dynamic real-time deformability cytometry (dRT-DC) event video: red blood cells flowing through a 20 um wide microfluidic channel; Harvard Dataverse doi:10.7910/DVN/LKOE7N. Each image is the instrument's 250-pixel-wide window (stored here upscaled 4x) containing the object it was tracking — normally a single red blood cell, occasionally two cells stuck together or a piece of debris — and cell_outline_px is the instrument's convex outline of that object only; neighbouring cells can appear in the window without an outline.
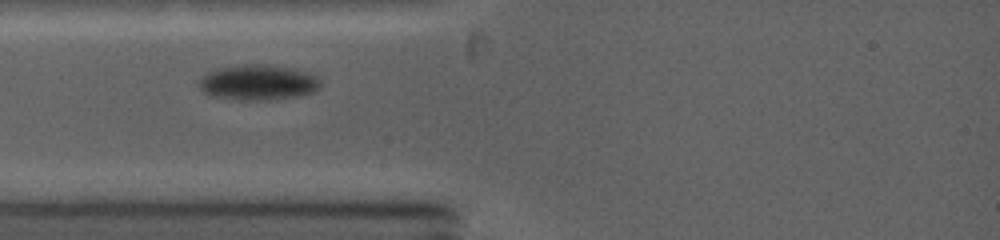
{"species": "common noctule bat (a hibernating species)", "species_latin": "Nyctalus noctula", "temperature_condition": "warm", "stored_images_in_passage": 7, "camera_frame_rate_fps": 5000, "um_per_image_px": 0.085, "animal": {"sex": "female", "body_mass_g": 19.0, "forearm_length_mm": 53.3}, "frame": {"image": 1, "passage_image": 1, "time_ms": 0.0, "image_size_px": [1000, 240], "cell_outline_px": [[320, 88], [316, 92], [300, 96], [268, 100], [244, 100], [208, 96], [196, 84], [208, 72], [216, 68], [244, 64], [268, 64], [292, 68], [316, 76], [320, 80]], "centroid_in_image_um": [21.93, 7.01], "position_along_channel_um": 63.1, "area_um2": 25.32}}